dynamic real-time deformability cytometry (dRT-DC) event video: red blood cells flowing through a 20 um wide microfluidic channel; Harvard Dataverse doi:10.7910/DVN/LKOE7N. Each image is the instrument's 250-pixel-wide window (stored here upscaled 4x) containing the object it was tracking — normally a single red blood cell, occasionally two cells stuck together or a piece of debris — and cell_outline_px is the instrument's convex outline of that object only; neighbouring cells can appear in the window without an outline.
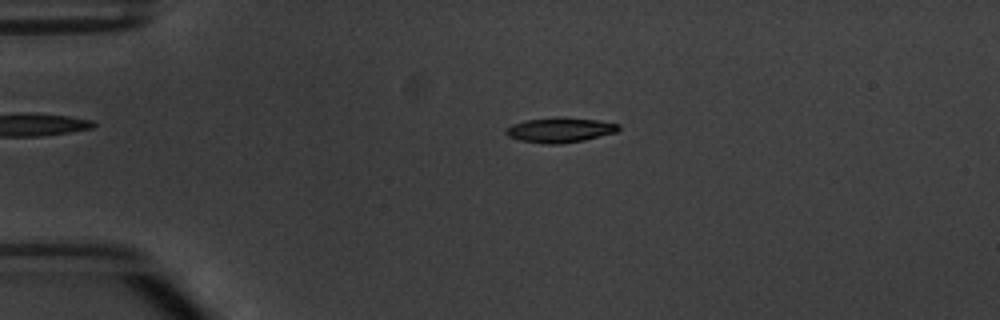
{"species": "common noctule bat (a hibernating species)", "species_latin": "Nyctalus noctula", "temperature_condition": "warm", "stored_images_in_passage": 4, "camera_frame_rate_fps": 3000, "um_per_image_px": 0.085, "animal": {"sex": "male", "body_mass_g": 20.1, "forearm_length_mm": 53.5}, "frame": {"image": 1, "passage_image": 3, "time_ms": 2.0, "image_size_px": [1000, 320], "cell_outline_px": [[620, 128], [616, 132], [584, 140], [556, 144], [544, 144], [520, 140], [508, 136], [504, 132], [504, 128], [512, 124], [524, 120], [556, 116], [596, 120], [620, 124]], "centroid_in_image_um": [47.54, 11.03], "position_along_channel_um": 37.5, "area_um2": 16.47}}